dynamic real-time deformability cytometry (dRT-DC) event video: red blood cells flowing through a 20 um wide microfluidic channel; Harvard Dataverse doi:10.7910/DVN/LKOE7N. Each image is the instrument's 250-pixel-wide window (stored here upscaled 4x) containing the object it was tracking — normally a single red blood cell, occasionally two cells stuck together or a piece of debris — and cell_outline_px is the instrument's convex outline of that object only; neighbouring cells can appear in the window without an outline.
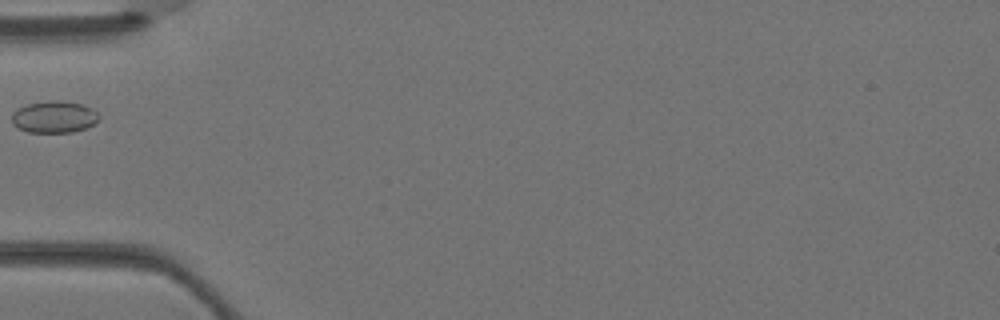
{"species": "Egyptian fruit bat (a non-hibernating species)", "species_latin": "Rousettus aegyptiacus", "temperature_condition": "warm", "stored_images_in_passage": 2, "camera_frame_rate_fps": 3000, "um_per_image_px": 0.085, "animal": {"sex": "female"}, "frame": {"image": 1, "passage_image": 2, "time_ms": 0.333, "image_size_px": [1000, 320], "cell_outline_px": [[100, 116], [92, 124], [84, 128], [72, 132], [28, 132], [12, 124], [12, 112], [16, 108], [28, 104], [56, 100], [60, 100], [84, 104], [92, 108]], "centroid_in_image_um": [4.58, 9.92], "position_along_channel_um": 80.4, "area_um2": 16.07}}